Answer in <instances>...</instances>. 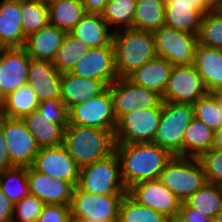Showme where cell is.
<instances>
[{"label":"cell","mask_w":222,"mask_h":222,"mask_svg":"<svg viewBox=\"0 0 222 222\" xmlns=\"http://www.w3.org/2000/svg\"><path fill=\"white\" fill-rule=\"evenodd\" d=\"M121 177L128 189L140 181L159 179L165 165L173 155L165 148L154 143L115 144Z\"/></svg>","instance_id":"cell-1"},{"label":"cell","mask_w":222,"mask_h":222,"mask_svg":"<svg viewBox=\"0 0 222 222\" xmlns=\"http://www.w3.org/2000/svg\"><path fill=\"white\" fill-rule=\"evenodd\" d=\"M115 65L118 78H127L156 55L152 31L121 29L113 32Z\"/></svg>","instance_id":"cell-2"},{"label":"cell","mask_w":222,"mask_h":222,"mask_svg":"<svg viewBox=\"0 0 222 222\" xmlns=\"http://www.w3.org/2000/svg\"><path fill=\"white\" fill-rule=\"evenodd\" d=\"M63 145L76 165L82 168L112 154L115 138L110 130L68 123Z\"/></svg>","instance_id":"cell-3"},{"label":"cell","mask_w":222,"mask_h":222,"mask_svg":"<svg viewBox=\"0 0 222 222\" xmlns=\"http://www.w3.org/2000/svg\"><path fill=\"white\" fill-rule=\"evenodd\" d=\"M76 187L98 195L126 194L117 154L113 152L104 159L80 168Z\"/></svg>","instance_id":"cell-4"},{"label":"cell","mask_w":222,"mask_h":222,"mask_svg":"<svg viewBox=\"0 0 222 222\" xmlns=\"http://www.w3.org/2000/svg\"><path fill=\"white\" fill-rule=\"evenodd\" d=\"M193 118L192 104L163 101L159 126L153 143L167 149L173 156L182 157L185 130Z\"/></svg>","instance_id":"cell-5"},{"label":"cell","mask_w":222,"mask_h":222,"mask_svg":"<svg viewBox=\"0 0 222 222\" xmlns=\"http://www.w3.org/2000/svg\"><path fill=\"white\" fill-rule=\"evenodd\" d=\"M159 180L182 202L207 183L197 157L173 156L162 170Z\"/></svg>","instance_id":"cell-6"},{"label":"cell","mask_w":222,"mask_h":222,"mask_svg":"<svg viewBox=\"0 0 222 222\" xmlns=\"http://www.w3.org/2000/svg\"><path fill=\"white\" fill-rule=\"evenodd\" d=\"M162 112L157 107L136 109L117 120L114 132L115 144L153 143Z\"/></svg>","instance_id":"cell-7"},{"label":"cell","mask_w":222,"mask_h":222,"mask_svg":"<svg viewBox=\"0 0 222 222\" xmlns=\"http://www.w3.org/2000/svg\"><path fill=\"white\" fill-rule=\"evenodd\" d=\"M124 196L125 194L87 193L75 186L70 203L71 218L118 222L119 208Z\"/></svg>","instance_id":"cell-8"},{"label":"cell","mask_w":222,"mask_h":222,"mask_svg":"<svg viewBox=\"0 0 222 222\" xmlns=\"http://www.w3.org/2000/svg\"><path fill=\"white\" fill-rule=\"evenodd\" d=\"M157 57L173 66L193 65L198 34L178 31L167 26L153 31Z\"/></svg>","instance_id":"cell-9"},{"label":"cell","mask_w":222,"mask_h":222,"mask_svg":"<svg viewBox=\"0 0 222 222\" xmlns=\"http://www.w3.org/2000/svg\"><path fill=\"white\" fill-rule=\"evenodd\" d=\"M68 123L101 128L114 133L117 119L113 110V99L110 89L107 88L100 95L71 106L68 109Z\"/></svg>","instance_id":"cell-10"},{"label":"cell","mask_w":222,"mask_h":222,"mask_svg":"<svg viewBox=\"0 0 222 222\" xmlns=\"http://www.w3.org/2000/svg\"><path fill=\"white\" fill-rule=\"evenodd\" d=\"M0 126L5 134L11 164L17 167L32 166L40 147L25 123L19 118L0 115Z\"/></svg>","instance_id":"cell-11"},{"label":"cell","mask_w":222,"mask_h":222,"mask_svg":"<svg viewBox=\"0 0 222 222\" xmlns=\"http://www.w3.org/2000/svg\"><path fill=\"white\" fill-rule=\"evenodd\" d=\"M108 88L117 120L128 112L157 107L163 102L160 94L136 85L128 78H118Z\"/></svg>","instance_id":"cell-12"},{"label":"cell","mask_w":222,"mask_h":222,"mask_svg":"<svg viewBox=\"0 0 222 222\" xmlns=\"http://www.w3.org/2000/svg\"><path fill=\"white\" fill-rule=\"evenodd\" d=\"M208 91L193 65L173 66L162 101L194 104Z\"/></svg>","instance_id":"cell-13"},{"label":"cell","mask_w":222,"mask_h":222,"mask_svg":"<svg viewBox=\"0 0 222 222\" xmlns=\"http://www.w3.org/2000/svg\"><path fill=\"white\" fill-rule=\"evenodd\" d=\"M127 194L137 203L154 209L166 218L179 215L182 201L159 179L137 182L127 189Z\"/></svg>","instance_id":"cell-14"},{"label":"cell","mask_w":222,"mask_h":222,"mask_svg":"<svg viewBox=\"0 0 222 222\" xmlns=\"http://www.w3.org/2000/svg\"><path fill=\"white\" fill-rule=\"evenodd\" d=\"M39 173L77 185L80 168L65 146L40 148L31 166Z\"/></svg>","instance_id":"cell-15"},{"label":"cell","mask_w":222,"mask_h":222,"mask_svg":"<svg viewBox=\"0 0 222 222\" xmlns=\"http://www.w3.org/2000/svg\"><path fill=\"white\" fill-rule=\"evenodd\" d=\"M70 73L86 79L103 80L108 86L112 84L118 79L113 43L103 47L89 48Z\"/></svg>","instance_id":"cell-16"},{"label":"cell","mask_w":222,"mask_h":222,"mask_svg":"<svg viewBox=\"0 0 222 222\" xmlns=\"http://www.w3.org/2000/svg\"><path fill=\"white\" fill-rule=\"evenodd\" d=\"M30 57L23 47L4 48L0 60V101L28 84Z\"/></svg>","instance_id":"cell-17"},{"label":"cell","mask_w":222,"mask_h":222,"mask_svg":"<svg viewBox=\"0 0 222 222\" xmlns=\"http://www.w3.org/2000/svg\"><path fill=\"white\" fill-rule=\"evenodd\" d=\"M29 193L35 195L45 205H70L74 186L65 180L55 179L27 167Z\"/></svg>","instance_id":"cell-18"},{"label":"cell","mask_w":222,"mask_h":222,"mask_svg":"<svg viewBox=\"0 0 222 222\" xmlns=\"http://www.w3.org/2000/svg\"><path fill=\"white\" fill-rule=\"evenodd\" d=\"M61 73L51 61L30 58L28 84L34 90L39 102L60 98Z\"/></svg>","instance_id":"cell-19"},{"label":"cell","mask_w":222,"mask_h":222,"mask_svg":"<svg viewBox=\"0 0 222 222\" xmlns=\"http://www.w3.org/2000/svg\"><path fill=\"white\" fill-rule=\"evenodd\" d=\"M60 98L67 109L103 93L108 85L103 80L83 78L70 72L61 73Z\"/></svg>","instance_id":"cell-20"},{"label":"cell","mask_w":222,"mask_h":222,"mask_svg":"<svg viewBox=\"0 0 222 222\" xmlns=\"http://www.w3.org/2000/svg\"><path fill=\"white\" fill-rule=\"evenodd\" d=\"M193 66L201 76L208 93H222V49L198 44Z\"/></svg>","instance_id":"cell-21"},{"label":"cell","mask_w":222,"mask_h":222,"mask_svg":"<svg viewBox=\"0 0 222 222\" xmlns=\"http://www.w3.org/2000/svg\"><path fill=\"white\" fill-rule=\"evenodd\" d=\"M21 0H0V44L23 47L26 36L21 25Z\"/></svg>","instance_id":"cell-22"},{"label":"cell","mask_w":222,"mask_h":222,"mask_svg":"<svg viewBox=\"0 0 222 222\" xmlns=\"http://www.w3.org/2000/svg\"><path fill=\"white\" fill-rule=\"evenodd\" d=\"M66 32L48 24L26 37L23 48L32 59L53 62Z\"/></svg>","instance_id":"cell-23"},{"label":"cell","mask_w":222,"mask_h":222,"mask_svg":"<svg viewBox=\"0 0 222 222\" xmlns=\"http://www.w3.org/2000/svg\"><path fill=\"white\" fill-rule=\"evenodd\" d=\"M173 65L164 58L155 57L136 69L127 78L134 84L142 86L163 95L170 77Z\"/></svg>","instance_id":"cell-24"},{"label":"cell","mask_w":222,"mask_h":222,"mask_svg":"<svg viewBox=\"0 0 222 222\" xmlns=\"http://www.w3.org/2000/svg\"><path fill=\"white\" fill-rule=\"evenodd\" d=\"M21 120L40 148L55 147L64 143L65 128L61 124L54 123V118H47L38 110H34L24 115Z\"/></svg>","instance_id":"cell-25"},{"label":"cell","mask_w":222,"mask_h":222,"mask_svg":"<svg viewBox=\"0 0 222 222\" xmlns=\"http://www.w3.org/2000/svg\"><path fill=\"white\" fill-rule=\"evenodd\" d=\"M71 33L85 42L89 48L107 46L113 39V31L98 13H86Z\"/></svg>","instance_id":"cell-26"},{"label":"cell","mask_w":222,"mask_h":222,"mask_svg":"<svg viewBox=\"0 0 222 222\" xmlns=\"http://www.w3.org/2000/svg\"><path fill=\"white\" fill-rule=\"evenodd\" d=\"M49 7V24L71 32L86 14L81 0H46Z\"/></svg>","instance_id":"cell-27"},{"label":"cell","mask_w":222,"mask_h":222,"mask_svg":"<svg viewBox=\"0 0 222 222\" xmlns=\"http://www.w3.org/2000/svg\"><path fill=\"white\" fill-rule=\"evenodd\" d=\"M214 134L205 123L194 117L185 130L182 157H198L209 151L214 144Z\"/></svg>","instance_id":"cell-28"},{"label":"cell","mask_w":222,"mask_h":222,"mask_svg":"<svg viewBox=\"0 0 222 222\" xmlns=\"http://www.w3.org/2000/svg\"><path fill=\"white\" fill-rule=\"evenodd\" d=\"M39 100L29 84L21 86L0 101V115L21 119L24 115L37 110Z\"/></svg>","instance_id":"cell-29"},{"label":"cell","mask_w":222,"mask_h":222,"mask_svg":"<svg viewBox=\"0 0 222 222\" xmlns=\"http://www.w3.org/2000/svg\"><path fill=\"white\" fill-rule=\"evenodd\" d=\"M208 7L165 6V26L172 29L198 34L202 16Z\"/></svg>","instance_id":"cell-30"},{"label":"cell","mask_w":222,"mask_h":222,"mask_svg":"<svg viewBox=\"0 0 222 222\" xmlns=\"http://www.w3.org/2000/svg\"><path fill=\"white\" fill-rule=\"evenodd\" d=\"M165 0H137L133 29L155 31L165 25Z\"/></svg>","instance_id":"cell-31"},{"label":"cell","mask_w":222,"mask_h":222,"mask_svg":"<svg viewBox=\"0 0 222 222\" xmlns=\"http://www.w3.org/2000/svg\"><path fill=\"white\" fill-rule=\"evenodd\" d=\"M88 50L85 42L66 32L52 63L60 73L70 72Z\"/></svg>","instance_id":"cell-32"},{"label":"cell","mask_w":222,"mask_h":222,"mask_svg":"<svg viewBox=\"0 0 222 222\" xmlns=\"http://www.w3.org/2000/svg\"><path fill=\"white\" fill-rule=\"evenodd\" d=\"M186 202L201 213H206L215 218L222 209V185L212 182L205 183Z\"/></svg>","instance_id":"cell-33"},{"label":"cell","mask_w":222,"mask_h":222,"mask_svg":"<svg viewBox=\"0 0 222 222\" xmlns=\"http://www.w3.org/2000/svg\"><path fill=\"white\" fill-rule=\"evenodd\" d=\"M136 3L137 0H109L105 4L101 15L109 28L114 26L113 32L133 28Z\"/></svg>","instance_id":"cell-34"},{"label":"cell","mask_w":222,"mask_h":222,"mask_svg":"<svg viewBox=\"0 0 222 222\" xmlns=\"http://www.w3.org/2000/svg\"><path fill=\"white\" fill-rule=\"evenodd\" d=\"M21 25L24 35L39 31L49 24L47 1L21 0Z\"/></svg>","instance_id":"cell-35"},{"label":"cell","mask_w":222,"mask_h":222,"mask_svg":"<svg viewBox=\"0 0 222 222\" xmlns=\"http://www.w3.org/2000/svg\"><path fill=\"white\" fill-rule=\"evenodd\" d=\"M0 188L15 204L29 194L27 167L14 166L0 173Z\"/></svg>","instance_id":"cell-36"},{"label":"cell","mask_w":222,"mask_h":222,"mask_svg":"<svg viewBox=\"0 0 222 222\" xmlns=\"http://www.w3.org/2000/svg\"><path fill=\"white\" fill-rule=\"evenodd\" d=\"M198 44L222 49V9L208 10L202 16Z\"/></svg>","instance_id":"cell-37"},{"label":"cell","mask_w":222,"mask_h":222,"mask_svg":"<svg viewBox=\"0 0 222 222\" xmlns=\"http://www.w3.org/2000/svg\"><path fill=\"white\" fill-rule=\"evenodd\" d=\"M166 220L163 214L137 203L127 193L121 201L118 222H166Z\"/></svg>","instance_id":"cell-38"},{"label":"cell","mask_w":222,"mask_h":222,"mask_svg":"<svg viewBox=\"0 0 222 222\" xmlns=\"http://www.w3.org/2000/svg\"><path fill=\"white\" fill-rule=\"evenodd\" d=\"M194 117L205 123L214 132L222 126L217 93H207L193 104Z\"/></svg>","instance_id":"cell-39"},{"label":"cell","mask_w":222,"mask_h":222,"mask_svg":"<svg viewBox=\"0 0 222 222\" xmlns=\"http://www.w3.org/2000/svg\"><path fill=\"white\" fill-rule=\"evenodd\" d=\"M44 205L40 199L29 193L14 204L13 222H36Z\"/></svg>","instance_id":"cell-40"},{"label":"cell","mask_w":222,"mask_h":222,"mask_svg":"<svg viewBox=\"0 0 222 222\" xmlns=\"http://www.w3.org/2000/svg\"><path fill=\"white\" fill-rule=\"evenodd\" d=\"M199 160L207 182L222 185V150L211 148L209 151L201 153Z\"/></svg>","instance_id":"cell-41"},{"label":"cell","mask_w":222,"mask_h":222,"mask_svg":"<svg viewBox=\"0 0 222 222\" xmlns=\"http://www.w3.org/2000/svg\"><path fill=\"white\" fill-rule=\"evenodd\" d=\"M37 110L47 118H54V123L64 128L68 125V109L61 98H53L39 102Z\"/></svg>","instance_id":"cell-42"},{"label":"cell","mask_w":222,"mask_h":222,"mask_svg":"<svg viewBox=\"0 0 222 222\" xmlns=\"http://www.w3.org/2000/svg\"><path fill=\"white\" fill-rule=\"evenodd\" d=\"M70 219V205L47 204L43 206L36 222H68Z\"/></svg>","instance_id":"cell-43"},{"label":"cell","mask_w":222,"mask_h":222,"mask_svg":"<svg viewBox=\"0 0 222 222\" xmlns=\"http://www.w3.org/2000/svg\"><path fill=\"white\" fill-rule=\"evenodd\" d=\"M179 215L186 222H213V218L204 212L201 213L199 210L192 208L186 201L182 202Z\"/></svg>","instance_id":"cell-44"},{"label":"cell","mask_w":222,"mask_h":222,"mask_svg":"<svg viewBox=\"0 0 222 222\" xmlns=\"http://www.w3.org/2000/svg\"><path fill=\"white\" fill-rule=\"evenodd\" d=\"M14 166L10 162L9 153L7 150V142L3 128L0 126V173L11 169Z\"/></svg>","instance_id":"cell-45"},{"label":"cell","mask_w":222,"mask_h":222,"mask_svg":"<svg viewBox=\"0 0 222 222\" xmlns=\"http://www.w3.org/2000/svg\"><path fill=\"white\" fill-rule=\"evenodd\" d=\"M14 203L0 188V221L13 219Z\"/></svg>","instance_id":"cell-46"},{"label":"cell","mask_w":222,"mask_h":222,"mask_svg":"<svg viewBox=\"0 0 222 222\" xmlns=\"http://www.w3.org/2000/svg\"><path fill=\"white\" fill-rule=\"evenodd\" d=\"M109 0H81L85 7L86 13L101 14L105 8V4Z\"/></svg>","instance_id":"cell-47"},{"label":"cell","mask_w":222,"mask_h":222,"mask_svg":"<svg viewBox=\"0 0 222 222\" xmlns=\"http://www.w3.org/2000/svg\"><path fill=\"white\" fill-rule=\"evenodd\" d=\"M165 6L207 7L202 0H165Z\"/></svg>","instance_id":"cell-48"},{"label":"cell","mask_w":222,"mask_h":222,"mask_svg":"<svg viewBox=\"0 0 222 222\" xmlns=\"http://www.w3.org/2000/svg\"><path fill=\"white\" fill-rule=\"evenodd\" d=\"M212 148L222 150V126L215 131L214 144Z\"/></svg>","instance_id":"cell-49"},{"label":"cell","mask_w":222,"mask_h":222,"mask_svg":"<svg viewBox=\"0 0 222 222\" xmlns=\"http://www.w3.org/2000/svg\"><path fill=\"white\" fill-rule=\"evenodd\" d=\"M203 3L210 9H222V0H202Z\"/></svg>","instance_id":"cell-50"},{"label":"cell","mask_w":222,"mask_h":222,"mask_svg":"<svg viewBox=\"0 0 222 222\" xmlns=\"http://www.w3.org/2000/svg\"><path fill=\"white\" fill-rule=\"evenodd\" d=\"M166 222H186L180 215L167 218Z\"/></svg>","instance_id":"cell-51"},{"label":"cell","mask_w":222,"mask_h":222,"mask_svg":"<svg viewBox=\"0 0 222 222\" xmlns=\"http://www.w3.org/2000/svg\"><path fill=\"white\" fill-rule=\"evenodd\" d=\"M217 102L219 105V112L222 116V93H217Z\"/></svg>","instance_id":"cell-52"},{"label":"cell","mask_w":222,"mask_h":222,"mask_svg":"<svg viewBox=\"0 0 222 222\" xmlns=\"http://www.w3.org/2000/svg\"><path fill=\"white\" fill-rule=\"evenodd\" d=\"M213 222H222V209L215 216V218L213 219Z\"/></svg>","instance_id":"cell-53"},{"label":"cell","mask_w":222,"mask_h":222,"mask_svg":"<svg viewBox=\"0 0 222 222\" xmlns=\"http://www.w3.org/2000/svg\"><path fill=\"white\" fill-rule=\"evenodd\" d=\"M80 222H103V221H100V220H78Z\"/></svg>","instance_id":"cell-54"},{"label":"cell","mask_w":222,"mask_h":222,"mask_svg":"<svg viewBox=\"0 0 222 222\" xmlns=\"http://www.w3.org/2000/svg\"><path fill=\"white\" fill-rule=\"evenodd\" d=\"M4 51V48H0V60L2 58V52Z\"/></svg>","instance_id":"cell-55"},{"label":"cell","mask_w":222,"mask_h":222,"mask_svg":"<svg viewBox=\"0 0 222 222\" xmlns=\"http://www.w3.org/2000/svg\"><path fill=\"white\" fill-rule=\"evenodd\" d=\"M68 222H80V221L71 218Z\"/></svg>","instance_id":"cell-56"},{"label":"cell","mask_w":222,"mask_h":222,"mask_svg":"<svg viewBox=\"0 0 222 222\" xmlns=\"http://www.w3.org/2000/svg\"><path fill=\"white\" fill-rule=\"evenodd\" d=\"M0 222H13V220H5V221H0Z\"/></svg>","instance_id":"cell-57"}]
</instances>
